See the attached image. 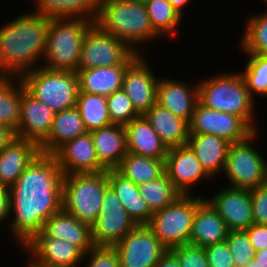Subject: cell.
Instances as JSON below:
<instances>
[{
    "label": "cell",
    "instance_id": "f35d334b",
    "mask_svg": "<svg viewBox=\"0 0 267 267\" xmlns=\"http://www.w3.org/2000/svg\"><path fill=\"white\" fill-rule=\"evenodd\" d=\"M108 111L113 124L126 125L140 116L132 105L131 99L123 89L117 90L106 97Z\"/></svg>",
    "mask_w": 267,
    "mask_h": 267
},
{
    "label": "cell",
    "instance_id": "f5cc1de1",
    "mask_svg": "<svg viewBox=\"0 0 267 267\" xmlns=\"http://www.w3.org/2000/svg\"><path fill=\"white\" fill-rule=\"evenodd\" d=\"M245 267H261L257 261L251 260Z\"/></svg>",
    "mask_w": 267,
    "mask_h": 267
},
{
    "label": "cell",
    "instance_id": "9a60e30c",
    "mask_svg": "<svg viewBox=\"0 0 267 267\" xmlns=\"http://www.w3.org/2000/svg\"><path fill=\"white\" fill-rule=\"evenodd\" d=\"M28 262H43L50 265L79 267L85 253L76 245L48 236L43 230L37 232L22 247Z\"/></svg>",
    "mask_w": 267,
    "mask_h": 267
},
{
    "label": "cell",
    "instance_id": "ffe728a7",
    "mask_svg": "<svg viewBox=\"0 0 267 267\" xmlns=\"http://www.w3.org/2000/svg\"><path fill=\"white\" fill-rule=\"evenodd\" d=\"M162 77L158 80L156 103L190 123L198 101V82L195 86L181 80Z\"/></svg>",
    "mask_w": 267,
    "mask_h": 267
},
{
    "label": "cell",
    "instance_id": "ee69618b",
    "mask_svg": "<svg viewBox=\"0 0 267 267\" xmlns=\"http://www.w3.org/2000/svg\"><path fill=\"white\" fill-rule=\"evenodd\" d=\"M254 224L267 225V187L260 185L250 190Z\"/></svg>",
    "mask_w": 267,
    "mask_h": 267
},
{
    "label": "cell",
    "instance_id": "52a82bcc",
    "mask_svg": "<svg viewBox=\"0 0 267 267\" xmlns=\"http://www.w3.org/2000/svg\"><path fill=\"white\" fill-rule=\"evenodd\" d=\"M19 78L33 97L48 105L54 112L76 106L79 82L75 71L49 69L41 65L23 73Z\"/></svg>",
    "mask_w": 267,
    "mask_h": 267
},
{
    "label": "cell",
    "instance_id": "b9f144b4",
    "mask_svg": "<svg viewBox=\"0 0 267 267\" xmlns=\"http://www.w3.org/2000/svg\"><path fill=\"white\" fill-rule=\"evenodd\" d=\"M83 262L88 263L84 267H120L116 249L109 246H94L84 255Z\"/></svg>",
    "mask_w": 267,
    "mask_h": 267
},
{
    "label": "cell",
    "instance_id": "7bdbcfd3",
    "mask_svg": "<svg viewBox=\"0 0 267 267\" xmlns=\"http://www.w3.org/2000/svg\"><path fill=\"white\" fill-rule=\"evenodd\" d=\"M209 267H235L226 241L204 248Z\"/></svg>",
    "mask_w": 267,
    "mask_h": 267
},
{
    "label": "cell",
    "instance_id": "11a10c76",
    "mask_svg": "<svg viewBox=\"0 0 267 267\" xmlns=\"http://www.w3.org/2000/svg\"><path fill=\"white\" fill-rule=\"evenodd\" d=\"M262 2H264V5H265V3H266V5H267V0H262Z\"/></svg>",
    "mask_w": 267,
    "mask_h": 267
},
{
    "label": "cell",
    "instance_id": "d590c367",
    "mask_svg": "<svg viewBox=\"0 0 267 267\" xmlns=\"http://www.w3.org/2000/svg\"><path fill=\"white\" fill-rule=\"evenodd\" d=\"M138 189L152 213L164 209L182 195L165 172L153 181L138 185Z\"/></svg>",
    "mask_w": 267,
    "mask_h": 267
},
{
    "label": "cell",
    "instance_id": "4316f807",
    "mask_svg": "<svg viewBox=\"0 0 267 267\" xmlns=\"http://www.w3.org/2000/svg\"><path fill=\"white\" fill-rule=\"evenodd\" d=\"M109 186L115 191L128 215L137 225H148L153 213L140 195L138 186L116 169L107 170Z\"/></svg>",
    "mask_w": 267,
    "mask_h": 267
},
{
    "label": "cell",
    "instance_id": "ac0fdd59",
    "mask_svg": "<svg viewBox=\"0 0 267 267\" xmlns=\"http://www.w3.org/2000/svg\"><path fill=\"white\" fill-rule=\"evenodd\" d=\"M55 113L48 105L33 97L24 86L16 137L40 145L48 137Z\"/></svg>",
    "mask_w": 267,
    "mask_h": 267
},
{
    "label": "cell",
    "instance_id": "2e32d148",
    "mask_svg": "<svg viewBox=\"0 0 267 267\" xmlns=\"http://www.w3.org/2000/svg\"><path fill=\"white\" fill-rule=\"evenodd\" d=\"M140 54L124 73L122 89L131 99L135 110L143 115L156 104L159 76L153 73L148 60Z\"/></svg>",
    "mask_w": 267,
    "mask_h": 267
},
{
    "label": "cell",
    "instance_id": "484cf974",
    "mask_svg": "<svg viewBox=\"0 0 267 267\" xmlns=\"http://www.w3.org/2000/svg\"><path fill=\"white\" fill-rule=\"evenodd\" d=\"M48 236L59 238L78 246L85 254L93 247L91 227L61 209L49 217L42 229Z\"/></svg>",
    "mask_w": 267,
    "mask_h": 267
},
{
    "label": "cell",
    "instance_id": "4dcf8cb0",
    "mask_svg": "<svg viewBox=\"0 0 267 267\" xmlns=\"http://www.w3.org/2000/svg\"><path fill=\"white\" fill-rule=\"evenodd\" d=\"M37 15L48 18L84 17L93 22L99 13L100 0H33Z\"/></svg>",
    "mask_w": 267,
    "mask_h": 267
},
{
    "label": "cell",
    "instance_id": "cb8c5ba5",
    "mask_svg": "<svg viewBox=\"0 0 267 267\" xmlns=\"http://www.w3.org/2000/svg\"><path fill=\"white\" fill-rule=\"evenodd\" d=\"M187 144L205 171L214 179L223 174L230 142L211 134H189Z\"/></svg>",
    "mask_w": 267,
    "mask_h": 267
},
{
    "label": "cell",
    "instance_id": "816d5d0a",
    "mask_svg": "<svg viewBox=\"0 0 267 267\" xmlns=\"http://www.w3.org/2000/svg\"><path fill=\"white\" fill-rule=\"evenodd\" d=\"M25 264H27V267H65V266L50 265L43 262H27Z\"/></svg>",
    "mask_w": 267,
    "mask_h": 267
},
{
    "label": "cell",
    "instance_id": "4fadbf2b",
    "mask_svg": "<svg viewBox=\"0 0 267 267\" xmlns=\"http://www.w3.org/2000/svg\"><path fill=\"white\" fill-rule=\"evenodd\" d=\"M254 130L241 118L196 104L189 123V134H211L230 143L246 139Z\"/></svg>",
    "mask_w": 267,
    "mask_h": 267
},
{
    "label": "cell",
    "instance_id": "7402d4cb",
    "mask_svg": "<svg viewBox=\"0 0 267 267\" xmlns=\"http://www.w3.org/2000/svg\"><path fill=\"white\" fill-rule=\"evenodd\" d=\"M228 228L213 206L204 199L196 208L189 244L205 248L224 242Z\"/></svg>",
    "mask_w": 267,
    "mask_h": 267
},
{
    "label": "cell",
    "instance_id": "ba28073f",
    "mask_svg": "<svg viewBox=\"0 0 267 267\" xmlns=\"http://www.w3.org/2000/svg\"><path fill=\"white\" fill-rule=\"evenodd\" d=\"M180 195L172 204L153 213L148 226L155 237L171 249L189 244L196 208L204 196Z\"/></svg>",
    "mask_w": 267,
    "mask_h": 267
},
{
    "label": "cell",
    "instance_id": "6da1fadb",
    "mask_svg": "<svg viewBox=\"0 0 267 267\" xmlns=\"http://www.w3.org/2000/svg\"><path fill=\"white\" fill-rule=\"evenodd\" d=\"M62 179L55 156L40 153L9 188V216L13 217L7 224L20 247L62 209Z\"/></svg>",
    "mask_w": 267,
    "mask_h": 267
},
{
    "label": "cell",
    "instance_id": "8fae6325",
    "mask_svg": "<svg viewBox=\"0 0 267 267\" xmlns=\"http://www.w3.org/2000/svg\"><path fill=\"white\" fill-rule=\"evenodd\" d=\"M102 203L99 216L91 226V237L94 246L113 247L137 224L110 186L105 191Z\"/></svg>",
    "mask_w": 267,
    "mask_h": 267
},
{
    "label": "cell",
    "instance_id": "60d3db41",
    "mask_svg": "<svg viewBox=\"0 0 267 267\" xmlns=\"http://www.w3.org/2000/svg\"><path fill=\"white\" fill-rule=\"evenodd\" d=\"M176 257L181 267H209L204 248L184 244L169 249Z\"/></svg>",
    "mask_w": 267,
    "mask_h": 267
},
{
    "label": "cell",
    "instance_id": "f6af8a7d",
    "mask_svg": "<svg viewBox=\"0 0 267 267\" xmlns=\"http://www.w3.org/2000/svg\"><path fill=\"white\" fill-rule=\"evenodd\" d=\"M246 232L255 252L267 248V225L253 224Z\"/></svg>",
    "mask_w": 267,
    "mask_h": 267
},
{
    "label": "cell",
    "instance_id": "f546056e",
    "mask_svg": "<svg viewBox=\"0 0 267 267\" xmlns=\"http://www.w3.org/2000/svg\"><path fill=\"white\" fill-rule=\"evenodd\" d=\"M128 66L97 67L78 70L79 92L109 96L122 89L124 73Z\"/></svg>",
    "mask_w": 267,
    "mask_h": 267
},
{
    "label": "cell",
    "instance_id": "83f0119b",
    "mask_svg": "<svg viewBox=\"0 0 267 267\" xmlns=\"http://www.w3.org/2000/svg\"><path fill=\"white\" fill-rule=\"evenodd\" d=\"M87 132L76 106L56 112L48 137L39 145L40 151L53 155L66 142Z\"/></svg>",
    "mask_w": 267,
    "mask_h": 267
},
{
    "label": "cell",
    "instance_id": "f907efd6",
    "mask_svg": "<svg viewBox=\"0 0 267 267\" xmlns=\"http://www.w3.org/2000/svg\"><path fill=\"white\" fill-rule=\"evenodd\" d=\"M253 259L257 261L261 267H267V248L256 251Z\"/></svg>",
    "mask_w": 267,
    "mask_h": 267
},
{
    "label": "cell",
    "instance_id": "9c48e42d",
    "mask_svg": "<svg viewBox=\"0 0 267 267\" xmlns=\"http://www.w3.org/2000/svg\"><path fill=\"white\" fill-rule=\"evenodd\" d=\"M254 131L246 139L231 143L222 175L231 188L251 190L263 185L266 157L252 145L259 135Z\"/></svg>",
    "mask_w": 267,
    "mask_h": 267
},
{
    "label": "cell",
    "instance_id": "74e56055",
    "mask_svg": "<svg viewBox=\"0 0 267 267\" xmlns=\"http://www.w3.org/2000/svg\"><path fill=\"white\" fill-rule=\"evenodd\" d=\"M249 58L243 71H239L250 95L267 97V55L246 54ZM255 94V95H254Z\"/></svg>",
    "mask_w": 267,
    "mask_h": 267
},
{
    "label": "cell",
    "instance_id": "bcb514c9",
    "mask_svg": "<svg viewBox=\"0 0 267 267\" xmlns=\"http://www.w3.org/2000/svg\"><path fill=\"white\" fill-rule=\"evenodd\" d=\"M9 215V189L0 187V224L5 220L10 221Z\"/></svg>",
    "mask_w": 267,
    "mask_h": 267
},
{
    "label": "cell",
    "instance_id": "7dc6e473",
    "mask_svg": "<svg viewBox=\"0 0 267 267\" xmlns=\"http://www.w3.org/2000/svg\"><path fill=\"white\" fill-rule=\"evenodd\" d=\"M156 267H181L177 257L168 249L159 259Z\"/></svg>",
    "mask_w": 267,
    "mask_h": 267
},
{
    "label": "cell",
    "instance_id": "d4e9b609",
    "mask_svg": "<svg viewBox=\"0 0 267 267\" xmlns=\"http://www.w3.org/2000/svg\"><path fill=\"white\" fill-rule=\"evenodd\" d=\"M91 134L100 165L105 170L116 169L127 154L124 126L111 124Z\"/></svg>",
    "mask_w": 267,
    "mask_h": 267
},
{
    "label": "cell",
    "instance_id": "db71d44e",
    "mask_svg": "<svg viewBox=\"0 0 267 267\" xmlns=\"http://www.w3.org/2000/svg\"><path fill=\"white\" fill-rule=\"evenodd\" d=\"M263 185H264L265 187H267V162H266V164H265Z\"/></svg>",
    "mask_w": 267,
    "mask_h": 267
},
{
    "label": "cell",
    "instance_id": "8d00e7d4",
    "mask_svg": "<svg viewBox=\"0 0 267 267\" xmlns=\"http://www.w3.org/2000/svg\"><path fill=\"white\" fill-rule=\"evenodd\" d=\"M239 39V48L244 54L267 55V10L252 14Z\"/></svg>",
    "mask_w": 267,
    "mask_h": 267
},
{
    "label": "cell",
    "instance_id": "8992f818",
    "mask_svg": "<svg viewBox=\"0 0 267 267\" xmlns=\"http://www.w3.org/2000/svg\"><path fill=\"white\" fill-rule=\"evenodd\" d=\"M108 187L107 170L63 175L62 209L91 227L99 216Z\"/></svg>",
    "mask_w": 267,
    "mask_h": 267
},
{
    "label": "cell",
    "instance_id": "3957f363",
    "mask_svg": "<svg viewBox=\"0 0 267 267\" xmlns=\"http://www.w3.org/2000/svg\"><path fill=\"white\" fill-rule=\"evenodd\" d=\"M94 23L138 54H143L142 48L148 42L161 38L153 30L147 8L141 0H100Z\"/></svg>",
    "mask_w": 267,
    "mask_h": 267
},
{
    "label": "cell",
    "instance_id": "f1b7e54d",
    "mask_svg": "<svg viewBox=\"0 0 267 267\" xmlns=\"http://www.w3.org/2000/svg\"><path fill=\"white\" fill-rule=\"evenodd\" d=\"M143 116L168 148L184 145L188 141L189 123L169 110L154 104Z\"/></svg>",
    "mask_w": 267,
    "mask_h": 267
},
{
    "label": "cell",
    "instance_id": "30bf717a",
    "mask_svg": "<svg viewBox=\"0 0 267 267\" xmlns=\"http://www.w3.org/2000/svg\"><path fill=\"white\" fill-rule=\"evenodd\" d=\"M139 55L126 43L102 31L94 23L84 35L78 70L129 66Z\"/></svg>",
    "mask_w": 267,
    "mask_h": 267
},
{
    "label": "cell",
    "instance_id": "e0dca14e",
    "mask_svg": "<svg viewBox=\"0 0 267 267\" xmlns=\"http://www.w3.org/2000/svg\"><path fill=\"white\" fill-rule=\"evenodd\" d=\"M205 199L222 217L229 231L246 230L254 224L250 190L226 186Z\"/></svg>",
    "mask_w": 267,
    "mask_h": 267
},
{
    "label": "cell",
    "instance_id": "7c38bea8",
    "mask_svg": "<svg viewBox=\"0 0 267 267\" xmlns=\"http://www.w3.org/2000/svg\"><path fill=\"white\" fill-rule=\"evenodd\" d=\"M113 247L120 267H156L168 250L148 225H137Z\"/></svg>",
    "mask_w": 267,
    "mask_h": 267
},
{
    "label": "cell",
    "instance_id": "1f68e13d",
    "mask_svg": "<svg viewBox=\"0 0 267 267\" xmlns=\"http://www.w3.org/2000/svg\"><path fill=\"white\" fill-rule=\"evenodd\" d=\"M24 85L19 77L0 76V125L16 132Z\"/></svg>",
    "mask_w": 267,
    "mask_h": 267
},
{
    "label": "cell",
    "instance_id": "d6a6232c",
    "mask_svg": "<svg viewBox=\"0 0 267 267\" xmlns=\"http://www.w3.org/2000/svg\"><path fill=\"white\" fill-rule=\"evenodd\" d=\"M164 161L127 152L116 170L138 186L160 177L164 173Z\"/></svg>",
    "mask_w": 267,
    "mask_h": 267
},
{
    "label": "cell",
    "instance_id": "ab89813d",
    "mask_svg": "<svg viewBox=\"0 0 267 267\" xmlns=\"http://www.w3.org/2000/svg\"><path fill=\"white\" fill-rule=\"evenodd\" d=\"M235 267H245L254 258L255 250L246 230L229 231L225 240Z\"/></svg>",
    "mask_w": 267,
    "mask_h": 267
},
{
    "label": "cell",
    "instance_id": "603a6c76",
    "mask_svg": "<svg viewBox=\"0 0 267 267\" xmlns=\"http://www.w3.org/2000/svg\"><path fill=\"white\" fill-rule=\"evenodd\" d=\"M127 152L165 160L168 147L143 115L124 125Z\"/></svg>",
    "mask_w": 267,
    "mask_h": 267
},
{
    "label": "cell",
    "instance_id": "e575fe53",
    "mask_svg": "<svg viewBox=\"0 0 267 267\" xmlns=\"http://www.w3.org/2000/svg\"><path fill=\"white\" fill-rule=\"evenodd\" d=\"M153 30L161 37L172 38L177 35L182 23V16L172 7L168 0H145ZM170 36V37H169Z\"/></svg>",
    "mask_w": 267,
    "mask_h": 267
},
{
    "label": "cell",
    "instance_id": "c3c4849f",
    "mask_svg": "<svg viewBox=\"0 0 267 267\" xmlns=\"http://www.w3.org/2000/svg\"><path fill=\"white\" fill-rule=\"evenodd\" d=\"M16 137L15 132L6 126L0 125V152Z\"/></svg>",
    "mask_w": 267,
    "mask_h": 267
},
{
    "label": "cell",
    "instance_id": "836d02e7",
    "mask_svg": "<svg viewBox=\"0 0 267 267\" xmlns=\"http://www.w3.org/2000/svg\"><path fill=\"white\" fill-rule=\"evenodd\" d=\"M76 107L88 132L113 124L106 96L79 92Z\"/></svg>",
    "mask_w": 267,
    "mask_h": 267
},
{
    "label": "cell",
    "instance_id": "681fc988",
    "mask_svg": "<svg viewBox=\"0 0 267 267\" xmlns=\"http://www.w3.org/2000/svg\"><path fill=\"white\" fill-rule=\"evenodd\" d=\"M172 7L182 16L184 17V8L190 5L191 0H168Z\"/></svg>",
    "mask_w": 267,
    "mask_h": 267
},
{
    "label": "cell",
    "instance_id": "d6986e66",
    "mask_svg": "<svg viewBox=\"0 0 267 267\" xmlns=\"http://www.w3.org/2000/svg\"><path fill=\"white\" fill-rule=\"evenodd\" d=\"M53 155L63 175L105 171L99 163L91 132L66 142Z\"/></svg>",
    "mask_w": 267,
    "mask_h": 267
},
{
    "label": "cell",
    "instance_id": "7a4b0ae2",
    "mask_svg": "<svg viewBox=\"0 0 267 267\" xmlns=\"http://www.w3.org/2000/svg\"><path fill=\"white\" fill-rule=\"evenodd\" d=\"M49 23L48 17L26 12L0 26V76L20 77L42 65Z\"/></svg>",
    "mask_w": 267,
    "mask_h": 267
},
{
    "label": "cell",
    "instance_id": "44dd1931",
    "mask_svg": "<svg viewBox=\"0 0 267 267\" xmlns=\"http://www.w3.org/2000/svg\"><path fill=\"white\" fill-rule=\"evenodd\" d=\"M41 153L40 146L15 137L0 152V187L10 188L26 167Z\"/></svg>",
    "mask_w": 267,
    "mask_h": 267
},
{
    "label": "cell",
    "instance_id": "5b68a950",
    "mask_svg": "<svg viewBox=\"0 0 267 267\" xmlns=\"http://www.w3.org/2000/svg\"><path fill=\"white\" fill-rule=\"evenodd\" d=\"M93 24L84 17L50 18L42 66L77 72L84 35Z\"/></svg>",
    "mask_w": 267,
    "mask_h": 267
},
{
    "label": "cell",
    "instance_id": "5bb4252c",
    "mask_svg": "<svg viewBox=\"0 0 267 267\" xmlns=\"http://www.w3.org/2000/svg\"><path fill=\"white\" fill-rule=\"evenodd\" d=\"M164 172L182 195H191L192 188L203 180H214L202 167L187 143L168 149Z\"/></svg>",
    "mask_w": 267,
    "mask_h": 267
},
{
    "label": "cell",
    "instance_id": "277c9868",
    "mask_svg": "<svg viewBox=\"0 0 267 267\" xmlns=\"http://www.w3.org/2000/svg\"><path fill=\"white\" fill-rule=\"evenodd\" d=\"M223 72L198 82V101L206 108L241 117L254 131L255 100L240 72ZM255 108V109H254ZM258 127V129H257Z\"/></svg>",
    "mask_w": 267,
    "mask_h": 267
}]
</instances>
